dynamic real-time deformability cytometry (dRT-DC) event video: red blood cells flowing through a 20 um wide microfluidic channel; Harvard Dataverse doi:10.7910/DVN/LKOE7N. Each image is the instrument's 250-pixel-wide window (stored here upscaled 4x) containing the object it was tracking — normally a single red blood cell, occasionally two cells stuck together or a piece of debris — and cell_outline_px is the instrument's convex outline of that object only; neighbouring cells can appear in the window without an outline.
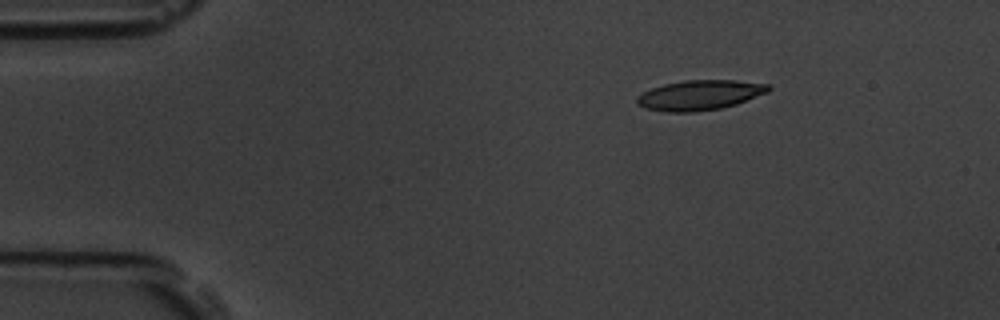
{"species": "common noctule bat (a hibernating species)", "species_latin": "Nyctalus noctula", "temperature_condition": "room temperature", "stored_images_in_passage": 5, "camera_frame_rate_fps": 3000, "um_per_image_px": 0.085, "animal": {"sex": "male", "body_mass_g": 19.5, "forearm_length_mm": 54.6}, "frame": {"image": 1, "passage_image": 2, "time_ms": 0.333, "image_size_px": [1000, 320], "cell_outline_px": [[772, 88], [768, 92], [736, 104], [720, 108], [692, 112], [668, 112], [644, 108], [636, 104], [636, 96], [652, 88], [664, 84], [684, 80], [736, 80], [772, 84]], "centroid_in_image_um": [59.49, 8.07], "position_along_channel_um": 25.5, "area_um2": 23.06}}
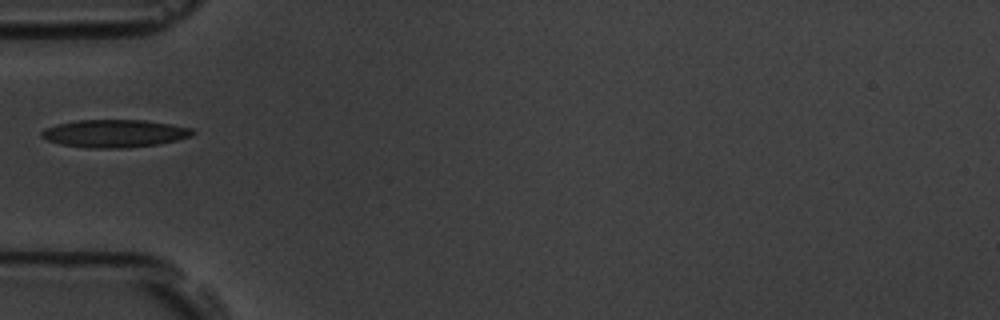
{"frame": {"image": 2, "passage_image": 5, "time_ms": 1.333, "image_size_px": [1000, 320], "cell_outline_px": [[196, 132], [192, 136], [176, 140], [156, 144], [124, 148], [88, 148], [60, 144], [48, 140], [40, 136], [40, 132], [44, 128], [56, 124], [76, 120], [144, 120], [172, 124], [192, 128]], "centroid_in_image_um": [9.72, 11.34], "position_along_channel_um": 75.3, "area_um2": 24.51}}